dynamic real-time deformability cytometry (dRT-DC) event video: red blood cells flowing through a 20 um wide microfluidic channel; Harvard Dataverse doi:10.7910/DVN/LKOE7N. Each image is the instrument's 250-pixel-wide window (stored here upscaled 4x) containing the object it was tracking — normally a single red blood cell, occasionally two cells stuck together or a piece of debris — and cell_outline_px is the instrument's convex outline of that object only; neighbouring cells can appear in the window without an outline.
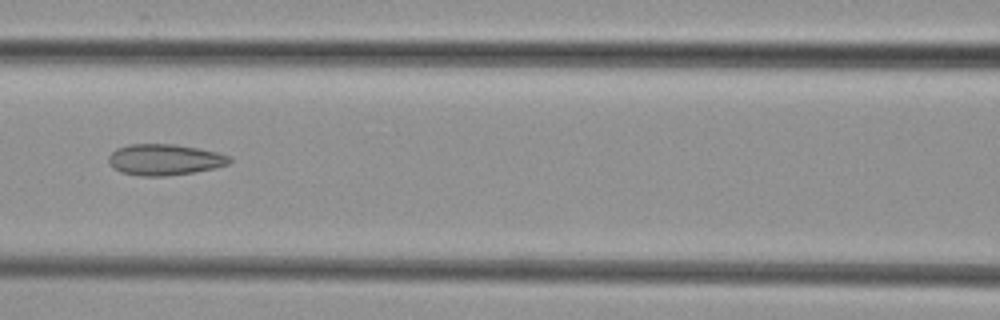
{"species": "common noctule bat (a hibernating species)", "species_latin": "Nyctalus noctula", "temperature_condition": "cold", "stored_images_in_passage": 6, "camera_frame_rate_fps": 3000, "um_per_image_px": 0.085, "animal": {"sex": "female", "body_mass_g": 29.2, "forearm_length_mm": 56.3}, "frame": {"image": 1, "passage_image": 3, "time_ms": 2.333, "image_size_px": [1000, 320], "cell_outline_px": [[232, 160], [228, 164], [212, 168], [192, 172], [164, 176], [140, 176], [120, 172], [112, 168], [108, 160], [108, 156], [116, 148], [128, 144], [176, 144], [200, 148], [216, 152], [228, 156]], "centroid_in_image_um": [13.93, 13.56], "position_along_channel_um": 152.7, "area_um2": 21.91}}
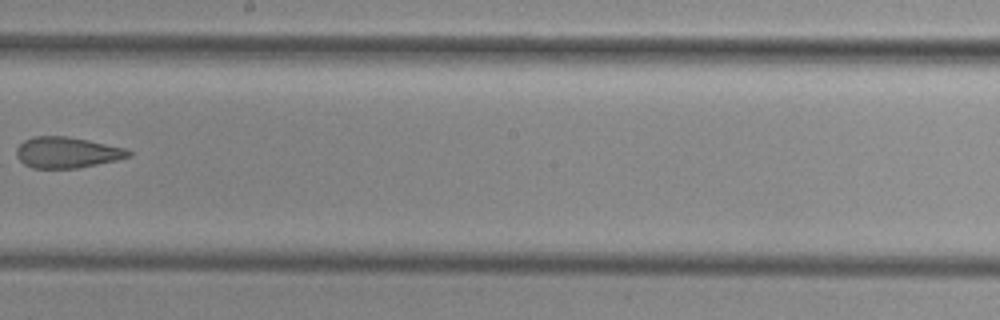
{"frame": {"image": 2, "passage_image": 5, "time_ms": 4.667, "image_size_px": [1000, 320], "cell_outline_px": [[132, 156], [116, 160], [80, 168], [32, 168], [24, 164], [16, 156], [16, 148], [24, 140], [32, 136], [68, 136], [88, 140], [124, 148], [132, 152]], "centroid_in_image_um": [5.67, 12.96], "position_along_channel_um": 242.5, "area_um2": 20.29}}
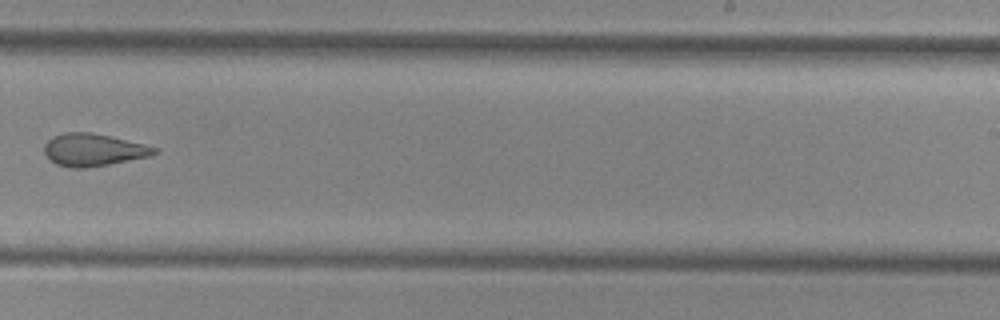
{"frame": {"image": 3, "passage_image": 6, "time_ms": 5.667, "image_size_px": [1000, 320], "cell_outline_px": [[160, 152], [148, 156], [108, 164], [84, 168], [68, 168], [56, 164], [44, 152], [44, 144], [52, 136], [64, 132], [92, 132], [144, 144], [160, 148]], "centroid_in_image_um": [7.93, 12.73], "position_along_channel_um": 281.1, "area_um2": 20.75}}